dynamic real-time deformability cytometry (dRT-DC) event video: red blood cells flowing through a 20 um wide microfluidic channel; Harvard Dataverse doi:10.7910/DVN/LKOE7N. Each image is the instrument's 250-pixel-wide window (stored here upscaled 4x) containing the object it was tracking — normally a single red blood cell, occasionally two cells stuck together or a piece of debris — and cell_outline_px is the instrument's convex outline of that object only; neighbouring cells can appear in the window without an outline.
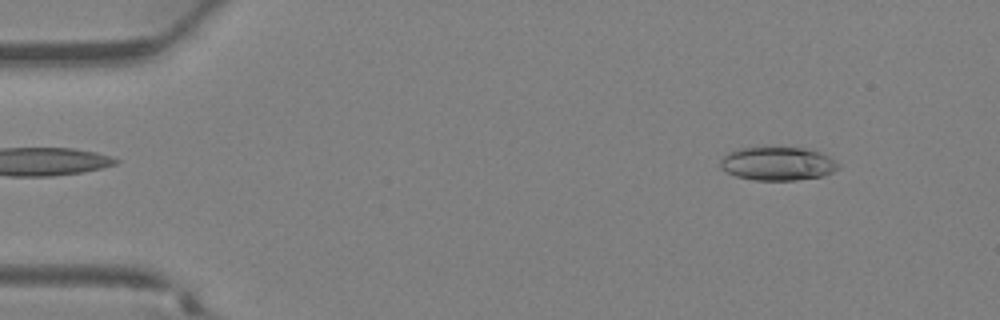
{"species": "Egyptian fruit bat (a non-hibernating species)", "species_latin": "Rousettus aegyptiacus", "temperature_condition": "warm", "stored_images_in_passage": 36, "camera_frame_rate_fps": 3000, "um_per_image_px": 0.085, "animal": {"sex": "female"}, "frame": {"image": 1, "passage_image": 4, "time_ms": 1.0, "image_size_px": [1000, 320], "cell_outline_px": [[840, 168], [824, 176], [796, 180], [752, 180], [736, 176], [720, 168], [720, 160], [728, 152], [740, 148], [768, 144], [804, 148], [820, 152], [828, 156], [840, 164]], "centroid_in_image_um": [66.09, 13.87], "position_along_channel_um": 18.9, "area_um2": 23.93}}
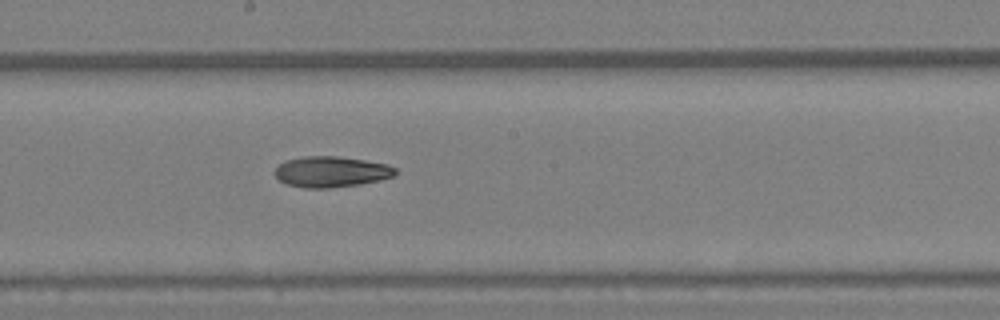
{"frame": {"image": 2, "passage_image": 20, "time_ms": 6.333, "image_size_px": [1000, 320], "cell_outline_px": [[396, 172], [392, 176], [380, 180], [360, 184], [328, 188], [304, 188], [288, 184], [280, 180], [272, 172], [284, 160], [304, 156], [336, 156], [364, 160], [388, 164], [396, 168]], "centroid_in_image_um": [28.13, 14.59], "position_along_channel_um": 220.1, "area_um2": 21.62}}
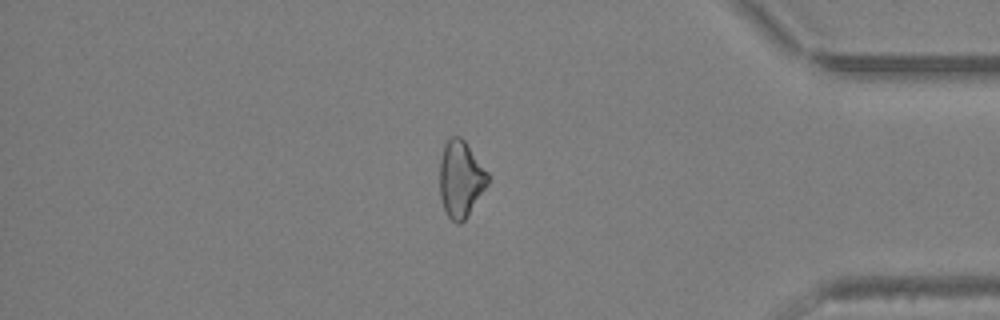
{"frame": {"image": 3, "passage_image": 31, "time_ms": 10.0, "image_size_px": [1000, 320], "cell_outline_px": [[488, 184], [464, 220], [460, 224], [456, 224], [448, 216], [444, 208], [440, 196], [440, 160], [444, 144], [452, 136], [460, 136], [464, 140], [488, 172]], "centroid_in_image_um": [39.15, 15.21], "position_along_channel_um": 396.1, "area_um2": 21.21}}